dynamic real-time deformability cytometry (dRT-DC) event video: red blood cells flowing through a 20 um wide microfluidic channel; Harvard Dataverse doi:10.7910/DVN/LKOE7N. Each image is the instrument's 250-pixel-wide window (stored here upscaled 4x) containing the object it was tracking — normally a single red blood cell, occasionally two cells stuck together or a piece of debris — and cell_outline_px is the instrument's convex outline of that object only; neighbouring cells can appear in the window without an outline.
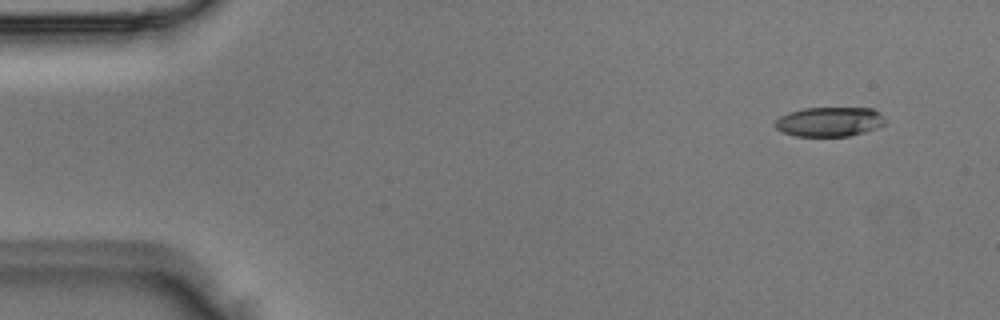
{"species": "Egyptian fruit bat (a non-hibernating species)", "species_latin": "Rousettus aegyptiacus", "temperature_condition": "room temperature", "stored_images_in_passage": 4, "segment_of_instrument_passage": [2, 2], "camera_frame_rate_fps": 3000, "um_per_image_px": 0.085, "animal": {"sex": "male"}, "frame": {"image": 1, "passage_image": 4, "time_ms": 1.0, "image_size_px": [1000, 320], "cell_outline_px": [[884, 124], [876, 128], [864, 132], [848, 136], [796, 136], [784, 132], [776, 128], [772, 124], [780, 116], [788, 112], [804, 108], [872, 108], [880, 112], [884, 120]], "centroid_in_image_um": [70.48, 10.34], "position_along_channel_um": 14.5, "area_um2": 18.9}}